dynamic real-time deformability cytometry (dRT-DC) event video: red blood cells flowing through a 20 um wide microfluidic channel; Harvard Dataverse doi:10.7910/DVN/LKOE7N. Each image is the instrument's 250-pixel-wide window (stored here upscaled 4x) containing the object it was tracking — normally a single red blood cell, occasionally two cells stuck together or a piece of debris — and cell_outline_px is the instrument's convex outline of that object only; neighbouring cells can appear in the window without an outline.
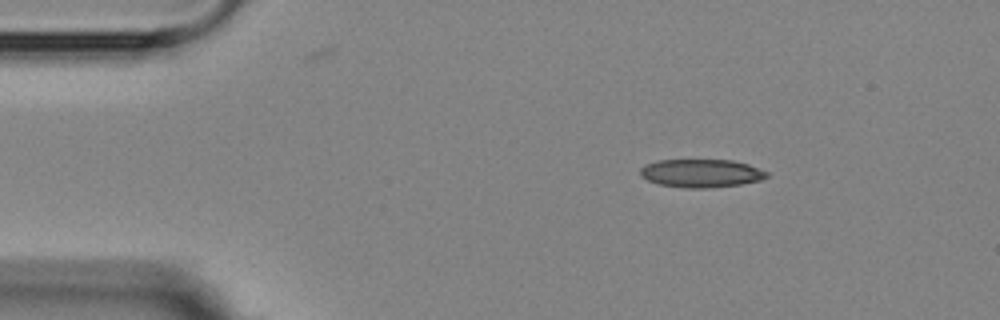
{"species": "Egyptian fruit bat (a non-hibernating species)", "species_latin": "Rousettus aegyptiacus", "temperature_condition": "room temperature", "stored_images_in_passage": 4, "camera_frame_rate_fps": 3000, "um_per_image_px": 0.085, "animal": {"sex": "female"}, "frame": {"image": 1, "passage_image": 1, "time_ms": 0.0, "image_size_px": [1000, 320], "cell_outline_px": [[768, 176], [760, 180], [740, 184], [708, 188], [684, 188], [660, 184], [648, 180], [640, 176], [640, 168], [644, 164], [656, 160], [732, 160], [748, 164], [768, 172]], "centroid_in_image_um": [59.57, 14.72], "position_along_channel_um": 25.4, "area_um2": 20.81}}
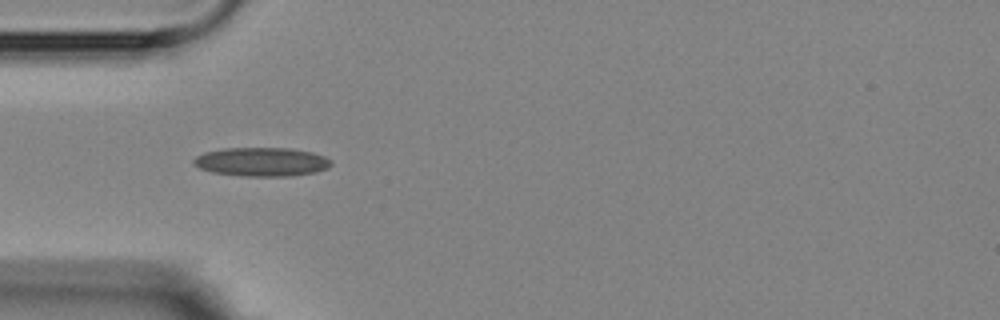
{"frame": {"image": 2, "passage_image": 3, "time_ms": 2.667, "image_size_px": [1000, 320], "cell_outline_px": [[332, 164], [328, 168], [316, 172], [292, 176], [244, 176], [212, 172], [200, 168], [192, 164], [192, 160], [196, 156], [204, 152], [224, 148], [292, 148], [312, 152], [324, 156], [332, 160]], "centroid_in_image_um": [22.25, 13.75], "position_along_channel_um": 62.7, "area_um2": 23.29}}
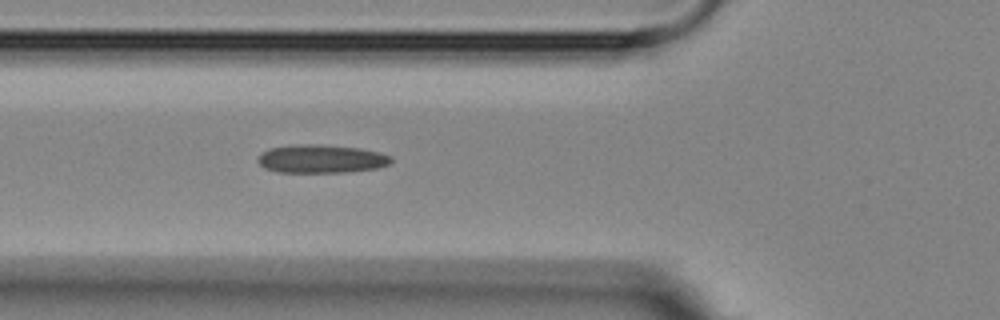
{"frame": {"image": 3, "passage_image": 4, "time_ms": 3.667, "image_size_px": [1000, 320], "cell_outline_px": [[392, 164], [376, 168], [344, 172], [276, 172], [264, 168], [256, 160], [260, 152], [268, 148], [292, 144], [320, 144], [360, 148], [380, 152], [392, 156]], "centroid_in_image_um": [27.28, 13.49], "position_along_channel_um": 98.5, "area_um2": 22.37}}